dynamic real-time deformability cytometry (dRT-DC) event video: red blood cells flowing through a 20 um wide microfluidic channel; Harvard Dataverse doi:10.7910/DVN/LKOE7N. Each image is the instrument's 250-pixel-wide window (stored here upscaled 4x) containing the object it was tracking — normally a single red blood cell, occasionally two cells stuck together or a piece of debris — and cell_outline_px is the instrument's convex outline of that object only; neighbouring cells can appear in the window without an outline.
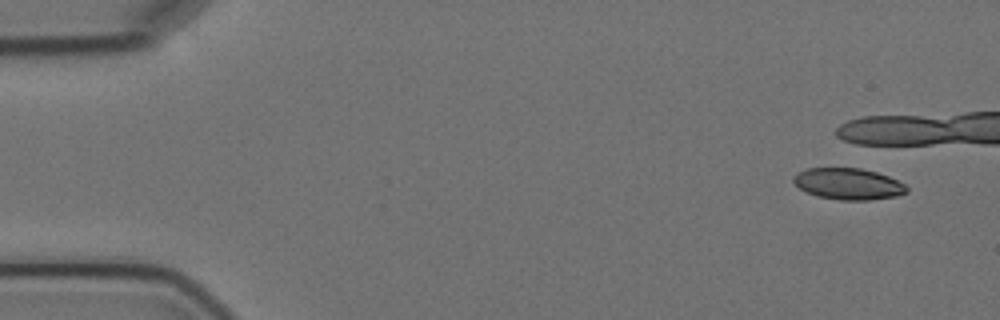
{"species": "Egyptian fruit bat (a non-hibernating species)", "species_latin": "Rousettus aegyptiacus", "temperature_condition": "cold", "stored_images_in_passage": 7, "camera_frame_rate_fps": 3000, "um_per_image_px": 0.085, "animal": {"sex": "female"}, "frame": {"image": 1, "passage_image": 1, "time_ms": 0.0, "image_size_px": [1000, 320], "cell_outline_px": [[908, 192], [896, 196], [868, 200], [840, 200], [816, 196], [800, 188], [792, 180], [792, 176], [808, 168], [860, 168], [876, 172], [888, 176], [904, 184], [908, 188]], "centroid_in_image_um": [72.11, 15.63], "position_along_channel_um": 12.9, "area_um2": 20.58}}
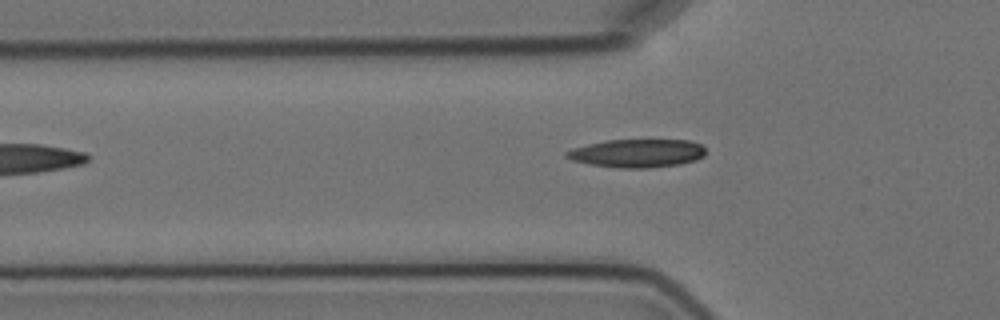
{"frame": {"image": 2, "passage_image": 7, "time_ms": 7.0, "image_size_px": [1000, 320], "cell_outline_px": [[704, 156], [696, 160], [680, 164], [648, 168], [620, 168], [592, 164], [572, 160], [564, 156], [564, 152], [572, 148], [588, 144], [608, 140], [688, 140], [700, 144], [704, 148]], "centroid_in_image_um": [54.15, 13.02], "position_along_channel_um": 71.6, "area_um2": 22.83}}